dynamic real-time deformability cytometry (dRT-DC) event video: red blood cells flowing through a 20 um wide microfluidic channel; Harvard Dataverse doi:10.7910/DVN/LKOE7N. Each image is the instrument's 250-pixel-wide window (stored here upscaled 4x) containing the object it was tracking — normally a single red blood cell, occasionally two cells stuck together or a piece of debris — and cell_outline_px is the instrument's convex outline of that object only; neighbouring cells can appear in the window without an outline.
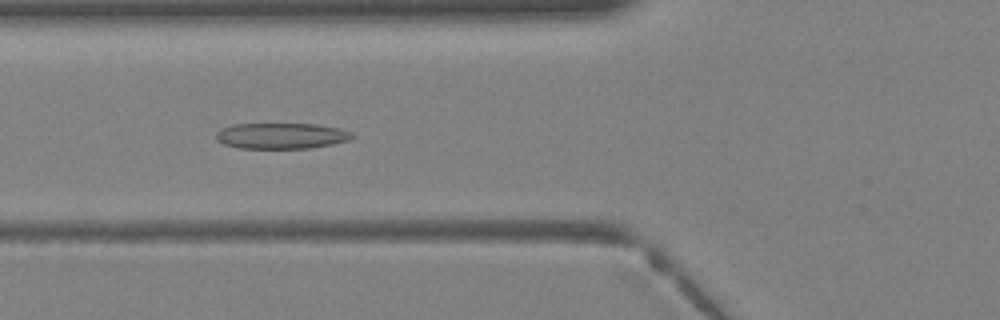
{"species": "Egyptian fruit bat (a non-hibernating species)", "species_latin": "Rousettus aegyptiacus", "temperature_condition": "warm", "stored_images_in_passage": 36, "camera_frame_rate_fps": 3000, "um_per_image_px": 0.085, "animal": {"sex": "female"}, "frame": {"image": 1, "passage_image": 15, "time_ms": 4.667, "image_size_px": [1000, 320], "cell_outline_px": [[356, 136], [348, 140], [332, 144], [312, 148], [240, 148], [224, 144], [216, 140], [216, 132], [232, 124], [316, 124], [340, 128], [352, 132]], "centroid_in_image_um": [23.94, 11.54], "position_along_channel_um": 101.9, "area_um2": 20.52}}
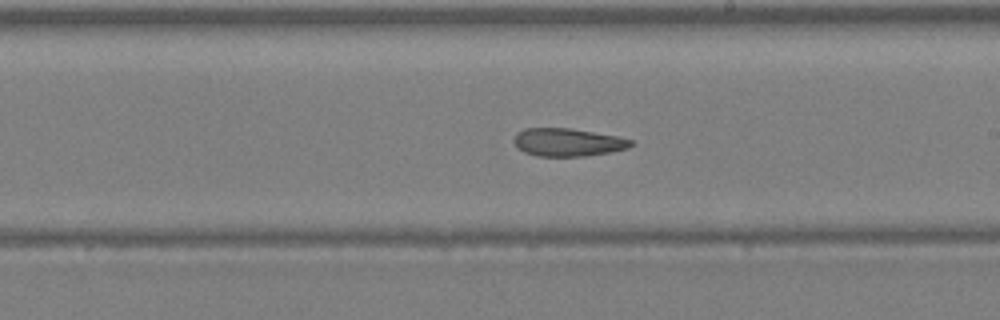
{"frame": {"image": 2, "passage_image": 23, "time_ms": 7.333, "image_size_px": [1000, 320], "cell_outline_px": [[636, 144], [628, 148], [608, 152], [584, 156], [536, 156], [524, 152], [516, 148], [512, 140], [516, 132], [524, 128], [568, 128], [620, 136], [632, 140]], "centroid_in_image_um": [48.23, 12.09], "position_along_channel_um": 240.8, "area_um2": 19.31}}
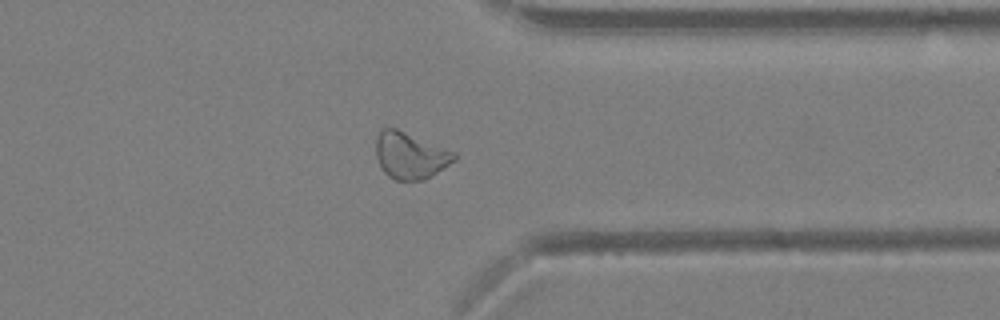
{"frame": {"image": 3, "passage_image": 31, "time_ms": 10.0, "image_size_px": [1000, 320], "cell_outline_px": [[456, 160], [424, 180], [396, 180], [388, 176], [384, 172], [376, 156], [376, 140], [380, 132], [384, 128], [396, 128], [456, 152]], "centroid_in_image_um": [34.88, 13.22], "position_along_channel_um": 376.5, "area_um2": 21.04}}